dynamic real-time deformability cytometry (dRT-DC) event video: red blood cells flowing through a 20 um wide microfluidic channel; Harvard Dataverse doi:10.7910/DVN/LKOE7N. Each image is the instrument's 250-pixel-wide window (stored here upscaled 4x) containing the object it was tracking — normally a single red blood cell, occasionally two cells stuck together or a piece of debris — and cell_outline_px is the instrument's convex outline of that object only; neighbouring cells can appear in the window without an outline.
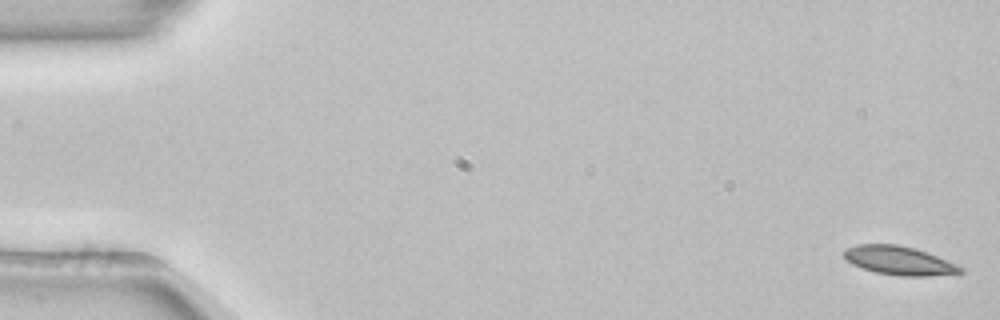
{"species": "common noctule bat (a hibernating species)", "species_latin": "Nyctalus noctula", "temperature_condition": "room temperature", "stored_images_in_passage": 53, "camera_frame_rate_fps": 3000, "um_per_image_px": 0.085, "animal": {"sex": "female", "body_mass_g": 22.7, "forearm_length_mm": 54.2}, "frame": {"image": 1, "passage_image": 1, "time_ms": 0.0, "image_size_px": [1000, 320], "cell_outline_px": [[964, 272], [928, 276], [900, 276], [876, 272], [852, 264], [840, 252], [856, 244], [896, 244], [916, 248], [936, 256], [964, 268]], "centroid_in_image_um": [76.4, 22.14], "position_along_channel_um": 8.6, "area_um2": 19.31}}
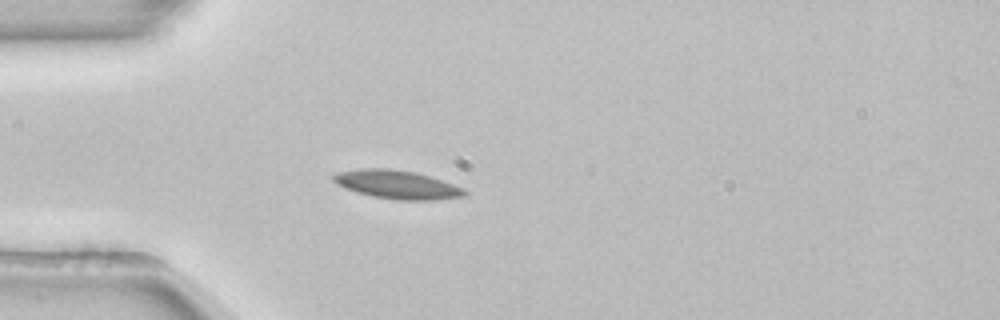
{"frame": {"image": 2, "passage_image": 15, "time_ms": 4.667, "image_size_px": [1000, 320], "cell_outline_px": [[468, 196], [436, 200], [396, 200], [372, 196], [356, 192], [344, 188], [336, 184], [332, 180], [332, 176], [336, 172], [360, 168], [388, 168], [416, 172], [464, 188], [468, 192]], "centroid_in_image_um": [33.73, 15.69], "position_along_channel_um": 51.3, "area_um2": 22.02}}
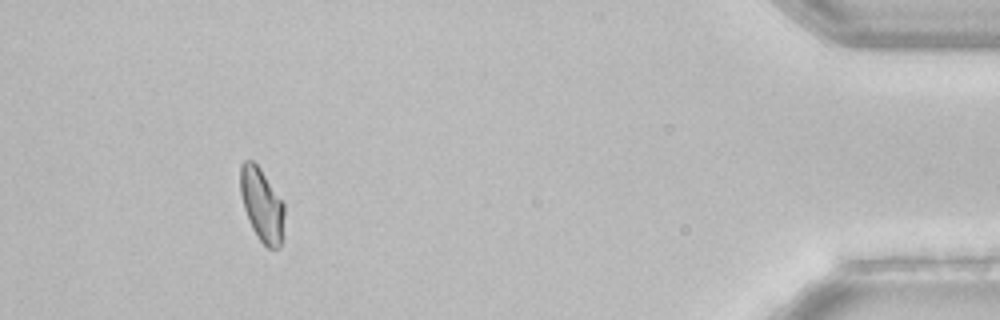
{"frame": {"image": 3, "passage_image": 49, "time_ms": 16.0, "image_size_px": [1000, 320], "cell_outline_px": [[284, 216], [280, 244], [276, 248], [268, 248], [256, 236], [252, 228], [244, 208], [240, 192], [240, 164], [244, 160], [252, 160], [260, 168], [284, 204]], "centroid_in_image_um": [22.23, 17.38], "position_along_channel_um": 413.0, "area_um2": 18.5}}